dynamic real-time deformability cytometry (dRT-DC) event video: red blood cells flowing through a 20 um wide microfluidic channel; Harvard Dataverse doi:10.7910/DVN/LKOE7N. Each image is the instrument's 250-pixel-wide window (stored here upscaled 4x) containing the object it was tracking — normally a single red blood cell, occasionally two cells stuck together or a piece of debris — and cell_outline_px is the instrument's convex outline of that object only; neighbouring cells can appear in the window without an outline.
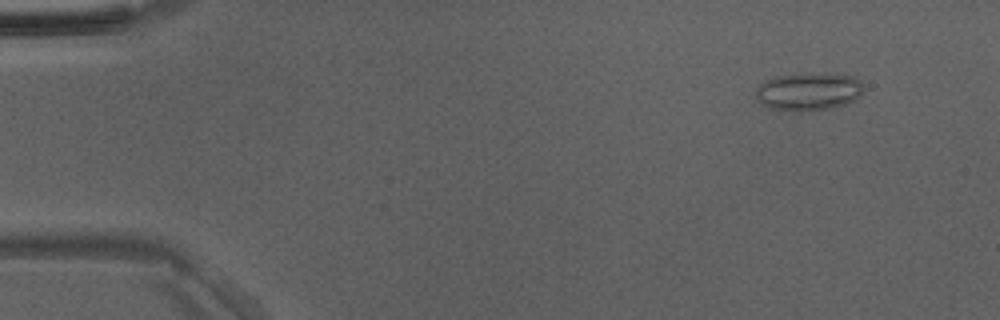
{"species": "Egyptian fruit bat (a non-hibernating species)", "species_latin": "Rousettus aegyptiacus", "temperature_condition": "room temperature", "stored_images_in_passage": 16, "camera_frame_rate_fps": 3000, "um_per_image_px": 0.085, "animal": {"sex": "male"}, "frame": {"image": 1, "passage_image": 5, "time_ms": 1.333, "image_size_px": [1000, 320], "cell_outline_px": [[860, 96], [856, 100], [844, 104], [828, 108], [804, 112], [792, 112], [772, 108], [760, 104], [756, 96], [756, 88], [764, 80], [776, 76], [856, 76], [860, 80]], "centroid_in_image_um": [68.66, 7.85], "position_along_channel_um": 16.3, "area_um2": 22.89}}